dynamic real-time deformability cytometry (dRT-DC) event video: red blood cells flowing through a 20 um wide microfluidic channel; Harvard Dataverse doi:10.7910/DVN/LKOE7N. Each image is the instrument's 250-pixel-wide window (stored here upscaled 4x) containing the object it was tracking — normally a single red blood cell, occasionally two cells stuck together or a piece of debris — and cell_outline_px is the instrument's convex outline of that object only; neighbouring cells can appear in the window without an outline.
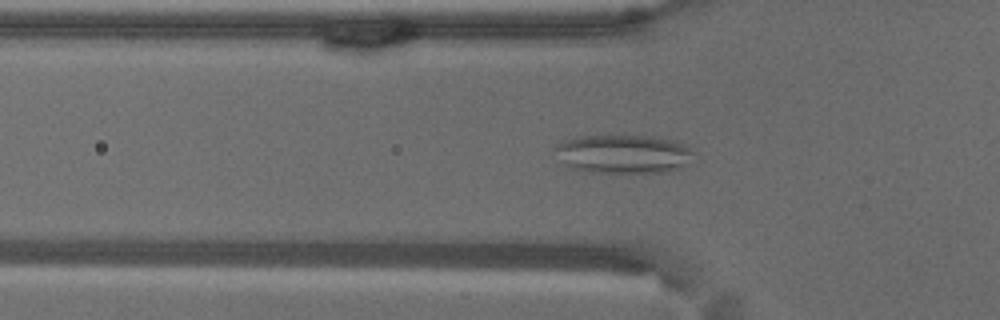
{"species": "common noctule bat (a hibernating species)", "species_latin": "Nyctalus noctula", "temperature_condition": "warm", "stored_images_in_passage": 58, "camera_frame_rate_fps": 3000, "um_per_image_px": 0.085, "animal": {"sex": "male", "body_mass_g": 18.8}, "frame": {"image": 1, "passage_image": 19, "time_ms": 6.0, "image_size_px": [1000, 320], "cell_outline_px": [[696, 164], [672, 172], [588, 172], [572, 168], [552, 148], [556, 144], [564, 140], [580, 136], [652, 136], [676, 140], [688, 144], [696, 152]], "centroid_in_image_um": [53.2, 13.09], "position_along_channel_um": 72.6, "area_um2": 32.08}}
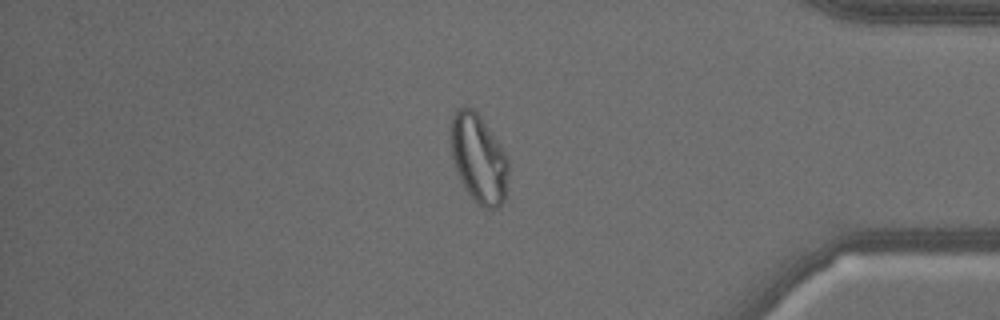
{"frame": {"image": 2, "passage_image": 49, "time_ms": 16.0, "image_size_px": [1000, 320], "cell_outline_px": [[508, 172], [504, 200], [496, 208], [480, 208], [476, 204], [460, 180], [452, 156], [452, 116], [456, 108], [472, 104], [500, 144], [508, 156]], "centroid_in_image_um": [40.7, 13.45], "position_along_channel_um": 394.5, "area_um2": 29.82}}
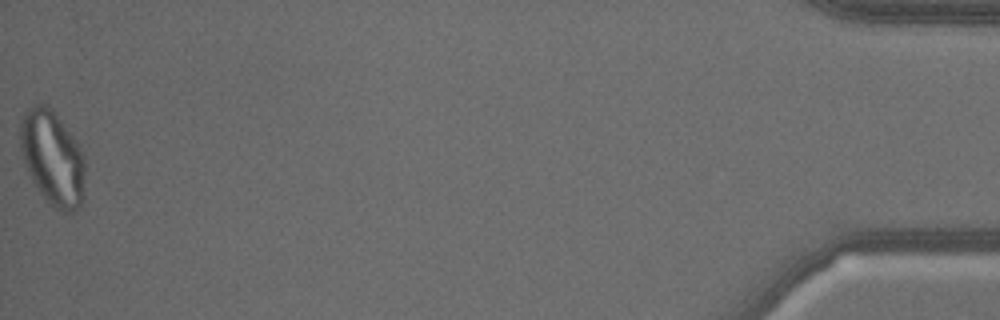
{"frame": {"image": 3, "passage_image": 58, "time_ms": 19.0, "image_size_px": [1000, 320], "cell_outline_px": [[84, 200], [80, 208], [72, 212], [60, 212], [40, 192], [32, 180], [28, 172], [20, 148], [20, 120], [24, 112], [28, 108], [36, 104], [48, 104], [52, 108], [72, 136], [84, 156]], "centroid_in_image_um": [4.46, 13.43], "position_along_channel_um": 430.7, "area_um2": 35.66}}